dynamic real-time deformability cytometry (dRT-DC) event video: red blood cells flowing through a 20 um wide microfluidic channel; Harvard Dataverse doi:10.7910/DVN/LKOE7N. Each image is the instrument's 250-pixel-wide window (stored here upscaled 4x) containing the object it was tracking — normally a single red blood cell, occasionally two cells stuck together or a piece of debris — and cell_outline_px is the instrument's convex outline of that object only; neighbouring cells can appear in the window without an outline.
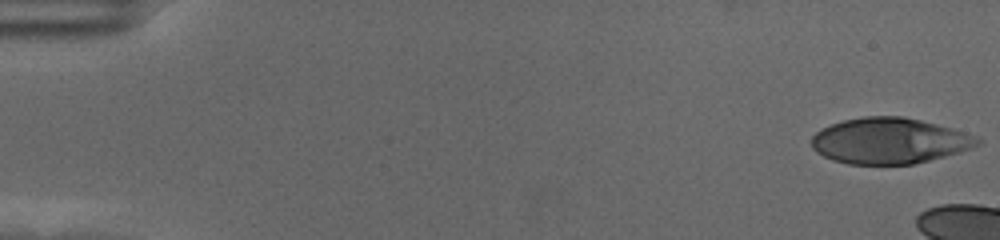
{"species": "human", "species_latin": "Homo sapiens", "temperature_condition": "cold", "stored_images_in_passage": 10, "camera_frame_rate_fps": 3000, "um_per_image_px": 0.085, "donor": {"sex": "female"}, "frame": {"image": 1, "passage_image": 1, "time_ms": 0.0, "image_size_px": [1000, 240], "cell_outline_px": [[984, 140], [980, 144], [972, 148], [960, 152], [912, 164], [848, 164], [832, 160], [816, 152], [812, 148], [812, 136], [820, 128], [844, 120], [864, 116], [900, 116], [920, 120], [952, 128], [976, 136]], "centroid_in_image_um": [75.6, 11.97], "position_along_channel_um": 9.4, "area_um2": 44.33}}